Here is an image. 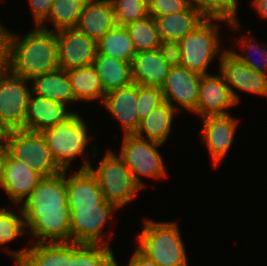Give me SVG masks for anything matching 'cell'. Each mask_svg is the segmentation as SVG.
I'll list each match as a JSON object with an SVG mask.
<instances>
[{
    "label": "cell",
    "mask_w": 267,
    "mask_h": 266,
    "mask_svg": "<svg viewBox=\"0 0 267 266\" xmlns=\"http://www.w3.org/2000/svg\"><path fill=\"white\" fill-rule=\"evenodd\" d=\"M116 23L126 26L149 15L148 0H111Z\"/></svg>",
    "instance_id": "obj_34"
},
{
    "label": "cell",
    "mask_w": 267,
    "mask_h": 266,
    "mask_svg": "<svg viewBox=\"0 0 267 266\" xmlns=\"http://www.w3.org/2000/svg\"><path fill=\"white\" fill-rule=\"evenodd\" d=\"M161 40L179 41L193 32L206 18L193 6L186 10L155 18Z\"/></svg>",
    "instance_id": "obj_24"
},
{
    "label": "cell",
    "mask_w": 267,
    "mask_h": 266,
    "mask_svg": "<svg viewBox=\"0 0 267 266\" xmlns=\"http://www.w3.org/2000/svg\"><path fill=\"white\" fill-rule=\"evenodd\" d=\"M35 27L23 37L9 30L8 70L28 80L60 68L56 33Z\"/></svg>",
    "instance_id": "obj_2"
},
{
    "label": "cell",
    "mask_w": 267,
    "mask_h": 266,
    "mask_svg": "<svg viewBox=\"0 0 267 266\" xmlns=\"http://www.w3.org/2000/svg\"><path fill=\"white\" fill-rule=\"evenodd\" d=\"M251 3L259 16L267 19V0H253Z\"/></svg>",
    "instance_id": "obj_42"
},
{
    "label": "cell",
    "mask_w": 267,
    "mask_h": 266,
    "mask_svg": "<svg viewBox=\"0 0 267 266\" xmlns=\"http://www.w3.org/2000/svg\"><path fill=\"white\" fill-rule=\"evenodd\" d=\"M201 76L182 66L172 67L161 87L164 100L176 110L181 108L196 113Z\"/></svg>",
    "instance_id": "obj_13"
},
{
    "label": "cell",
    "mask_w": 267,
    "mask_h": 266,
    "mask_svg": "<svg viewBox=\"0 0 267 266\" xmlns=\"http://www.w3.org/2000/svg\"><path fill=\"white\" fill-rule=\"evenodd\" d=\"M58 42L60 68L69 70L93 65L97 54V42L77 28L55 32Z\"/></svg>",
    "instance_id": "obj_12"
},
{
    "label": "cell",
    "mask_w": 267,
    "mask_h": 266,
    "mask_svg": "<svg viewBox=\"0 0 267 266\" xmlns=\"http://www.w3.org/2000/svg\"><path fill=\"white\" fill-rule=\"evenodd\" d=\"M70 266H116V259L110 246L70 242Z\"/></svg>",
    "instance_id": "obj_28"
},
{
    "label": "cell",
    "mask_w": 267,
    "mask_h": 266,
    "mask_svg": "<svg viewBox=\"0 0 267 266\" xmlns=\"http://www.w3.org/2000/svg\"><path fill=\"white\" fill-rule=\"evenodd\" d=\"M31 245L24 250H7L17 266H70V242Z\"/></svg>",
    "instance_id": "obj_17"
},
{
    "label": "cell",
    "mask_w": 267,
    "mask_h": 266,
    "mask_svg": "<svg viewBox=\"0 0 267 266\" xmlns=\"http://www.w3.org/2000/svg\"><path fill=\"white\" fill-rule=\"evenodd\" d=\"M25 216L19 208L18 213L0 207V247L27 233Z\"/></svg>",
    "instance_id": "obj_33"
},
{
    "label": "cell",
    "mask_w": 267,
    "mask_h": 266,
    "mask_svg": "<svg viewBox=\"0 0 267 266\" xmlns=\"http://www.w3.org/2000/svg\"><path fill=\"white\" fill-rule=\"evenodd\" d=\"M241 37L237 39V43H239V45L242 46V47H239V48L240 49L241 48H244V49L246 48V49H249L251 51L257 50L259 52V57H261L260 60L263 62L262 65L260 64V62L258 63L257 61L252 60V56L250 54H248V53H244L245 51H243L242 54L237 53V52H235V50H232V49L230 51L233 53V55L235 57H237L240 61H242L246 65H248L251 69H253V70L257 71V72H260V73L267 74V51H266V49H262L264 46L263 45L261 46V45L255 43L256 40L254 41V39L251 38L250 36H248L249 39H247L244 36H241ZM252 41L254 43H252ZM243 53H244V55H243ZM250 53H252V52H250Z\"/></svg>",
    "instance_id": "obj_36"
},
{
    "label": "cell",
    "mask_w": 267,
    "mask_h": 266,
    "mask_svg": "<svg viewBox=\"0 0 267 266\" xmlns=\"http://www.w3.org/2000/svg\"><path fill=\"white\" fill-rule=\"evenodd\" d=\"M163 101L164 96L160 87L138 84L137 114L139 121L148 116Z\"/></svg>",
    "instance_id": "obj_35"
},
{
    "label": "cell",
    "mask_w": 267,
    "mask_h": 266,
    "mask_svg": "<svg viewBox=\"0 0 267 266\" xmlns=\"http://www.w3.org/2000/svg\"><path fill=\"white\" fill-rule=\"evenodd\" d=\"M87 125L79 112H75L66 121L41 131L52 157L63 171L70 168L73 159L84 157L92 142Z\"/></svg>",
    "instance_id": "obj_6"
},
{
    "label": "cell",
    "mask_w": 267,
    "mask_h": 266,
    "mask_svg": "<svg viewBox=\"0 0 267 266\" xmlns=\"http://www.w3.org/2000/svg\"><path fill=\"white\" fill-rule=\"evenodd\" d=\"M177 110L166 100L140 121L135 135L164 144L171 132L173 117Z\"/></svg>",
    "instance_id": "obj_26"
},
{
    "label": "cell",
    "mask_w": 267,
    "mask_h": 266,
    "mask_svg": "<svg viewBox=\"0 0 267 266\" xmlns=\"http://www.w3.org/2000/svg\"><path fill=\"white\" fill-rule=\"evenodd\" d=\"M112 151L109 149L105 152L97 168L92 166L91 160L84 159L79 169L88 168L98 180L105 200L115 204L118 208H123L142 188L134 181L124 160Z\"/></svg>",
    "instance_id": "obj_5"
},
{
    "label": "cell",
    "mask_w": 267,
    "mask_h": 266,
    "mask_svg": "<svg viewBox=\"0 0 267 266\" xmlns=\"http://www.w3.org/2000/svg\"><path fill=\"white\" fill-rule=\"evenodd\" d=\"M7 156H8L7 146L6 145L0 146V186L3 180L4 165H5Z\"/></svg>",
    "instance_id": "obj_43"
},
{
    "label": "cell",
    "mask_w": 267,
    "mask_h": 266,
    "mask_svg": "<svg viewBox=\"0 0 267 266\" xmlns=\"http://www.w3.org/2000/svg\"><path fill=\"white\" fill-rule=\"evenodd\" d=\"M66 186L69 208L115 205L105 200L98 180L88 168L78 169L74 174L66 175Z\"/></svg>",
    "instance_id": "obj_19"
},
{
    "label": "cell",
    "mask_w": 267,
    "mask_h": 266,
    "mask_svg": "<svg viewBox=\"0 0 267 266\" xmlns=\"http://www.w3.org/2000/svg\"><path fill=\"white\" fill-rule=\"evenodd\" d=\"M171 68L159 49L136 52L131 62L133 83L161 88Z\"/></svg>",
    "instance_id": "obj_22"
},
{
    "label": "cell",
    "mask_w": 267,
    "mask_h": 266,
    "mask_svg": "<svg viewBox=\"0 0 267 266\" xmlns=\"http://www.w3.org/2000/svg\"><path fill=\"white\" fill-rule=\"evenodd\" d=\"M137 248L158 266H188V257L176 222L144 219Z\"/></svg>",
    "instance_id": "obj_3"
},
{
    "label": "cell",
    "mask_w": 267,
    "mask_h": 266,
    "mask_svg": "<svg viewBox=\"0 0 267 266\" xmlns=\"http://www.w3.org/2000/svg\"><path fill=\"white\" fill-rule=\"evenodd\" d=\"M66 173L43 177L20 205L35 243L70 242Z\"/></svg>",
    "instance_id": "obj_1"
},
{
    "label": "cell",
    "mask_w": 267,
    "mask_h": 266,
    "mask_svg": "<svg viewBox=\"0 0 267 266\" xmlns=\"http://www.w3.org/2000/svg\"><path fill=\"white\" fill-rule=\"evenodd\" d=\"M8 153L42 177H51L63 170L55 162L41 132L23 129L9 130L6 140Z\"/></svg>",
    "instance_id": "obj_7"
},
{
    "label": "cell",
    "mask_w": 267,
    "mask_h": 266,
    "mask_svg": "<svg viewBox=\"0 0 267 266\" xmlns=\"http://www.w3.org/2000/svg\"><path fill=\"white\" fill-rule=\"evenodd\" d=\"M30 80L9 70L0 75V121L9 129H23L32 93Z\"/></svg>",
    "instance_id": "obj_9"
},
{
    "label": "cell",
    "mask_w": 267,
    "mask_h": 266,
    "mask_svg": "<svg viewBox=\"0 0 267 266\" xmlns=\"http://www.w3.org/2000/svg\"><path fill=\"white\" fill-rule=\"evenodd\" d=\"M131 37L136 52L158 49L161 42L157 23L154 17H147L125 26Z\"/></svg>",
    "instance_id": "obj_31"
},
{
    "label": "cell",
    "mask_w": 267,
    "mask_h": 266,
    "mask_svg": "<svg viewBox=\"0 0 267 266\" xmlns=\"http://www.w3.org/2000/svg\"><path fill=\"white\" fill-rule=\"evenodd\" d=\"M189 6V0H148V12L154 18L184 11Z\"/></svg>",
    "instance_id": "obj_37"
},
{
    "label": "cell",
    "mask_w": 267,
    "mask_h": 266,
    "mask_svg": "<svg viewBox=\"0 0 267 266\" xmlns=\"http://www.w3.org/2000/svg\"><path fill=\"white\" fill-rule=\"evenodd\" d=\"M116 266L120 265L116 262ZM127 266H158V265L153 260L149 259L145 254H143L138 248H136Z\"/></svg>",
    "instance_id": "obj_41"
},
{
    "label": "cell",
    "mask_w": 267,
    "mask_h": 266,
    "mask_svg": "<svg viewBox=\"0 0 267 266\" xmlns=\"http://www.w3.org/2000/svg\"><path fill=\"white\" fill-rule=\"evenodd\" d=\"M219 61V72L237 104L240 96L234 90L236 88L242 92L267 97V74L251 69L228 49L224 50Z\"/></svg>",
    "instance_id": "obj_11"
},
{
    "label": "cell",
    "mask_w": 267,
    "mask_h": 266,
    "mask_svg": "<svg viewBox=\"0 0 267 266\" xmlns=\"http://www.w3.org/2000/svg\"><path fill=\"white\" fill-rule=\"evenodd\" d=\"M89 0H54L49 15L45 20H49V23L53 25L52 30L54 32L76 28L80 14L82 13L86 3Z\"/></svg>",
    "instance_id": "obj_30"
},
{
    "label": "cell",
    "mask_w": 267,
    "mask_h": 266,
    "mask_svg": "<svg viewBox=\"0 0 267 266\" xmlns=\"http://www.w3.org/2000/svg\"><path fill=\"white\" fill-rule=\"evenodd\" d=\"M93 66L100 77L105 94L133 83L131 63L128 61L104 54H96Z\"/></svg>",
    "instance_id": "obj_25"
},
{
    "label": "cell",
    "mask_w": 267,
    "mask_h": 266,
    "mask_svg": "<svg viewBox=\"0 0 267 266\" xmlns=\"http://www.w3.org/2000/svg\"><path fill=\"white\" fill-rule=\"evenodd\" d=\"M43 177L9 153L4 165V175L1 189L9 196L12 203L21 204L38 185Z\"/></svg>",
    "instance_id": "obj_20"
},
{
    "label": "cell",
    "mask_w": 267,
    "mask_h": 266,
    "mask_svg": "<svg viewBox=\"0 0 267 266\" xmlns=\"http://www.w3.org/2000/svg\"><path fill=\"white\" fill-rule=\"evenodd\" d=\"M136 51L125 26L116 25L97 41V54L132 62Z\"/></svg>",
    "instance_id": "obj_29"
},
{
    "label": "cell",
    "mask_w": 267,
    "mask_h": 266,
    "mask_svg": "<svg viewBox=\"0 0 267 266\" xmlns=\"http://www.w3.org/2000/svg\"><path fill=\"white\" fill-rule=\"evenodd\" d=\"M54 0H28L36 26L46 29L45 19Z\"/></svg>",
    "instance_id": "obj_39"
},
{
    "label": "cell",
    "mask_w": 267,
    "mask_h": 266,
    "mask_svg": "<svg viewBox=\"0 0 267 266\" xmlns=\"http://www.w3.org/2000/svg\"><path fill=\"white\" fill-rule=\"evenodd\" d=\"M158 49L171 67L181 66V49L178 41L161 40Z\"/></svg>",
    "instance_id": "obj_38"
},
{
    "label": "cell",
    "mask_w": 267,
    "mask_h": 266,
    "mask_svg": "<svg viewBox=\"0 0 267 266\" xmlns=\"http://www.w3.org/2000/svg\"><path fill=\"white\" fill-rule=\"evenodd\" d=\"M67 106L62 102L31 93L24 120V130L41 132L48 127L66 121L75 113Z\"/></svg>",
    "instance_id": "obj_16"
},
{
    "label": "cell",
    "mask_w": 267,
    "mask_h": 266,
    "mask_svg": "<svg viewBox=\"0 0 267 266\" xmlns=\"http://www.w3.org/2000/svg\"><path fill=\"white\" fill-rule=\"evenodd\" d=\"M117 25L111 0H89L77 24V29L98 41Z\"/></svg>",
    "instance_id": "obj_21"
},
{
    "label": "cell",
    "mask_w": 267,
    "mask_h": 266,
    "mask_svg": "<svg viewBox=\"0 0 267 266\" xmlns=\"http://www.w3.org/2000/svg\"><path fill=\"white\" fill-rule=\"evenodd\" d=\"M9 30L0 22V75L8 71Z\"/></svg>",
    "instance_id": "obj_40"
},
{
    "label": "cell",
    "mask_w": 267,
    "mask_h": 266,
    "mask_svg": "<svg viewBox=\"0 0 267 266\" xmlns=\"http://www.w3.org/2000/svg\"><path fill=\"white\" fill-rule=\"evenodd\" d=\"M229 86L221 74L202 75L200 78L197 114L204 119L211 116L228 114L232 106H236Z\"/></svg>",
    "instance_id": "obj_14"
},
{
    "label": "cell",
    "mask_w": 267,
    "mask_h": 266,
    "mask_svg": "<svg viewBox=\"0 0 267 266\" xmlns=\"http://www.w3.org/2000/svg\"><path fill=\"white\" fill-rule=\"evenodd\" d=\"M201 142L207 147L213 164L219 165L229 152L238 126V120L230 113L201 119Z\"/></svg>",
    "instance_id": "obj_15"
},
{
    "label": "cell",
    "mask_w": 267,
    "mask_h": 266,
    "mask_svg": "<svg viewBox=\"0 0 267 266\" xmlns=\"http://www.w3.org/2000/svg\"><path fill=\"white\" fill-rule=\"evenodd\" d=\"M67 74L77 103L94 100L103 102L105 93L100 77L93 65L69 69Z\"/></svg>",
    "instance_id": "obj_27"
},
{
    "label": "cell",
    "mask_w": 267,
    "mask_h": 266,
    "mask_svg": "<svg viewBox=\"0 0 267 266\" xmlns=\"http://www.w3.org/2000/svg\"><path fill=\"white\" fill-rule=\"evenodd\" d=\"M117 209L119 210L116 205L69 208L70 242L110 246L105 240L106 235L102 233L104 225L113 219V213H116Z\"/></svg>",
    "instance_id": "obj_10"
},
{
    "label": "cell",
    "mask_w": 267,
    "mask_h": 266,
    "mask_svg": "<svg viewBox=\"0 0 267 266\" xmlns=\"http://www.w3.org/2000/svg\"><path fill=\"white\" fill-rule=\"evenodd\" d=\"M122 140L119 156L142 189L145 183L141 181V176L154 179L167 177L163 157L158 150L163 144L140 138L135 134H125Z\"/></svg>",
    "instance_id": "obj_8"
},
{
    "label": "cell",
    "mask_w": 267,
    "mask_h": 266,
    "mask_svg": "<svg viewBox=\"0 0 267 266\" xmlns=\"http://www.w3.org/2000/svg\"><path fill=\"white\" fill-rule=\"evenodd\" d=\"M30 82L32 94L71 106L76 102L67 71L63 68L35 76Z\"/></svg>",
    "instance_id": "obj_23"
},
{
    "label": "cell",
    "mask_w": 267,
    "mask_h": 266,
    "mask_svg": "<svg viewBox=\"0 0 267 266\" xmlns=\"http://www.w3.org/2000/svg\"><path fill=\"white\" fill-rule=\"evenodd\" d=\"M217 23H216V22ZM215 22V23H214ZM220 22L226 23L231 28L240 29V23H229L220 19H206L193 32L179 40L181 49V66L200 75H207L208 66L212 60L222 56L224 51L220 49ZM222 51V53H220ZM220 54V55H219Z\"/></svg>",
    "instance_id": "obj_4"
},
{
    "label": "cell",
    "mask_w": 267,
    "mask_h": 266,
    "mask_svg": "<svg viewBox=\"0 0 267 266\" xmlns=\"http://www.w3.org/2000/svg\"><path fill=\"white\" fill-rule=\"evenodd\" d=\"M9 129L0 121V146L6 145Z\"/></svg>",
    "instance_id": "obj_44"
},
{
    "label": "cell",
    "mask_w": 267,
    "mask_h": 266,
    "mask_svg": "<svg viewBox=\"0 0 267 266\" xmlns=\"http://www.w3.org/2000/svg\"><path fill=\"white\" fill-rule=\"evenodd\" d=\"M190 5L206 19H220L229 23L239 22L237 10L239 0H189Z\"/></svg>",
    "instance_id": "obj_32"
},
{
    "label": "cell",
    "mask_w": 267,
    "mask_h": 266,
    "mask_svg": "<svg viewBox=\"0 0 267 266\" xmlns=\"http://www.w3.org/2000/svg\"><path fill=\"white\" fill-rule=\"evenodd\" d=\"M138 84L116 89L105 94L103 105L123 128V135L135 134L140 121L137 114Z\"/></svg>",
    "instance_id": "obj_18"
}]
</instances>
